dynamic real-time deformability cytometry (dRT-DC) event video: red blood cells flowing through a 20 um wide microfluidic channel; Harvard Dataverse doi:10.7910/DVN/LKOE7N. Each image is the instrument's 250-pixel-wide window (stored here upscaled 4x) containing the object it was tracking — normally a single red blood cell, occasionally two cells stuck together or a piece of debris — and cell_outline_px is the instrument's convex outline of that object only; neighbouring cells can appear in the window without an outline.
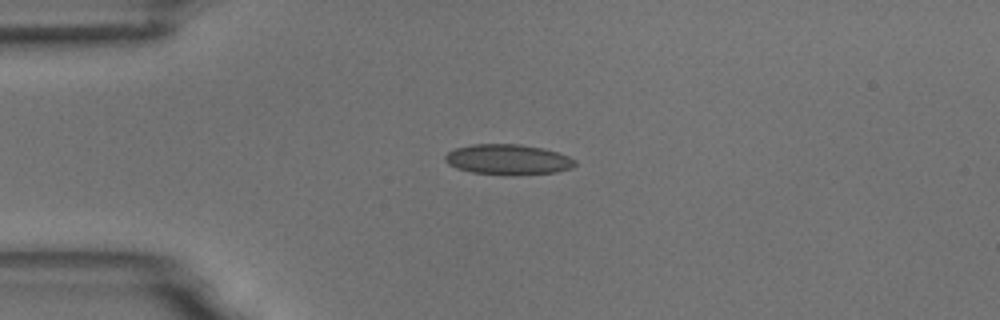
{"species": "common noctule bat (a hibernating species)", "species_latin": "Nyctalus noctula", "temperature_condition": "room temperature", "stored_images_in_passage": 2, "camera_frame_rate_fps": 3000, "um_per_image_px": 0.085, "animal": {"sex": "male", "body_mass_g": 18.8}, "frame": {"image": 1, "passage_image": 1, "time_ms": 0.0, "image_size_px": [1000, 320], "cell_outline_px": [[576, 164], [572, 168], [556, 172], [512, 176], [472, 172], [456, 168], [448, 164], [444, 160], [444, 156], [448, 152], [456, 148], [472, 144], [520, 144], [544, 148], [568, 156], [576, 160]], "centroid_in_image_um": [43.18, 13.57], "position_along_channel_um": 41.8, "area_um2": 23.24}}